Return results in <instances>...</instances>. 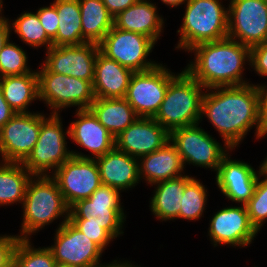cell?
Masks as SVG:
<instances>
[{
	"label": "cell",
	"instance_id": "cell-38",
	"mask_svg": "<svg viewBox=\"0 0 267 267\" xmlns=\"http://www.w3.org/2000/svg\"><path fill=\"white\" fill-rule=\"evenodd\" d=\"M19 240V235L0 236V267H13L14 251Z\"/></svg>",
	"mask_w": 267,
	"mask_h": 267
},
{
	"label": "cell",
	"instance_id": "cell-8",
	"mask_svg": "<svg viewBox=\"0 0 267 267\" xmlns=\"http://www.w3.org/2000/svg\"><path fill=\"white\" fill-rule=\"evenodd\" d=\"M42 123L37 143L22 163L32 175H48L55 172L72 154L67 149L60 113L52 114ZM60 117V118H59Z\"/></svg>",
	"mask_w": 267,
	"mask_h": 267
},
{
	"label": "cell",
	"instance_id": "cell-27",
	"mask_svg": "<svg viewBox=\"0 0 267 267\" xmlns=\"http://www.w3.org/2000/svg\"><path fill=\"white\" fill-rule=\"evenodd\" d=\"M4 99L15 113H29V104L38 98V76L32 71L24 75L0 77Z\"/></svg>",
	"mask_w": 267,
	"mask_h": 267
},
{
	"label": "cell",
	"instance_id": "cell-20",
	"mask_svg": "<svg viewBox=\"0 0 267 267\" xmlns=\"http://www.w3.org/2000/svg\"><path fill=\"white\" fill-rule=\"evenodd\" d=\"M227 153L216 173V184L221 192L232 202L245 205L253 196L259 172L243 161L232 160Z\"/></svg>",
	"mask_w": 267,
	"mask_h": 267
},
{
	"label": "cell",
	"instance_id": "cell-36",
	"mask_svg": "<svg viewBox=\"0 0 267 267\" xmlns=\"http://www.w3.org/2000/svg\"><path fill=\"white\" fill-rule=\"evenodd\" d=\"M77 229L94 241L103 251L114 238L100 225L86 224V220H69Z\"/></svg>",
	"mask_w": 267,
	"mask_h": 267
},
{
	"label": "cell",
	"instance_id": "cell-7",
	"mask_svg": "<svg viewBox=\"0 0 267 267\" xmlns=\"http://www.w3.org/2000/svg\"><path fill=\"white\" fill-rule=\"evenodd\" d=\"M120 192L101 184L89 198L79 200L69 208V220H86V224L100 225L117 238L124 233L122 228L126 220Z\"/></svg>",
	"mask_w": 267,
	"mask_h": 267
},
{
	"label": "cell",
	"instance_id": "cell-22",
	"mask_svg": "<svg viewBox=\"0 0 267 267\" xmlns=\"http://www.w3.org/2000/svg\"><path fill=\"white\" fill-rule=\"evenodd\" d=\"M139 178L151 186L182 176L184 163L176 147L167 142L158 150L138 159Z\"/></svg>",
	"mask_w": 267,
	"mask_h": 267
},
{
	"label": "cell",
	"instance_id": "cell-30",
	"mask_svg": "<svg viewBox=\"0 0 267 267\" xmlns=\"http://www.w3.org/2000/svg\"><path fill=\"white\" fill-rule=\"evenodd\" d=\"M32 174L22 163H0V205L22 203Z\"/></svg>",
	"mask_w": 267,
	"mask_h": 267
},
{
	"label": "cell",
	"instance_id": "cell-42",
	"mask_svg": "<svg viewBox=\"0 0 267 267\" xmlns=\"http://www.w3.org/2000/svg\"><path fill=\"white\" fill-rule=\"evenodd\" d=\"M11 34L9 19L0 20V51Z\"/></svg>",
	"mask_w": 267,
	"mask_h": 267
},
{
	"label": "cell",
	"instance_id": "cell-41",
	"mask_svg": "<svg viewBox=\"0 0 267 267\" xmlns=\"http://www.w3.org/2000/svg\"><path fill=\"white\" fill-rule=\"evenodd\" d=\"M16 113L6 102L0 86V129L15 115Z\"/></svg>",
	"mask_w": 267,
	"mask_h": 267
},
{
	"label": "cell",
	"instance_id": "cell-31",
	"mask_svg": "<svg viewBox=\"0 0 267 267\" xmlns=\"http://www.w3.org/2000/svg\"><path fill=\"white\" fill-rule=\"evenodd\" d=\"M10 29L14 30L20 40L33 48L46 45V50H48L53 46V42L42 27L37 13H22L10 24Z\"/></svg>",
	"mask_w": 267,
	"mask_h": 267
},
{
	"label": "cell",
	"instance_id": "cell-33",
	"mask_svg": "<svg viewBox=\"0 0 267 267\" xmlns=\"http://www.w3.org/2000/svg\"><path fill=\"white\" fill-rule=\"evenodd\" d=\"M30 239H20L13 257V267H54L56 261L48 247L35 248Z\"/></svg>",
	"mask_w": 267,
	"mask_h": 267
},
{
	"label": "cell",
	"instance_id": "cell-29",
	"mask_svg": "<svg viewBox=\"0 0 267 267\" xmlns=\"http://www.w3.org/2000/svg\"><path fill=\"white\" fill-rule=\"evenodd\" d=\"M53 4L59 18L56 37L52 40L53 46L85 44L79 0H55Z\"/></svg>",
	"mask_w": 267,
	"mask_h": 267
},
{
	"label": "cell",
	"instance_id": "cell-5",
	"mask_svg": "<svg viewBox=\"0 0 267 267\" xmlns=\"http://www.w3.org/2000/svg\"><path fill=\"white\" fill-rule=\"evenodd\" d=\"M177 49L189 51L196 45L228 36V8L221 0H188ZM227 9V10H226Z\"/></svg>",
	"mask_w": 267,
	"mask_h": 267
},
{
	"label": "cell",
	"instance_id": "cell-43",
	"mask_svg": "<svg viewBox=\"0 0 267 267\" xmlns=\"http://www.w3.org/2000/svg\"><path fill=\"white\" fill-rule=\"evenodd\" d=\"M257 85L260 94V112L262 119L267 115V86Z\"/></svg>",
	"mask_w": 267,
	"mask_h": 267
},
{
	"label": "cell",
	"instance_id": "cell-14",
	"mask_svg": "<svg viewBox=\"0 0 267 267\" xmlns=\"http://www.w3.org/2000/svg\"><path fill=\"white\" fill-rule=\"evenodd\" d=\"M54 245L49 246L57 263L72 267H99L103 250L69 220L56 229Z\"/></svg>",
	"mask_w": 267,
	"mask_h": 267
},
{
	"label": "cell",
	"instance_id": "cell-24",
	"mask_svg": "<svg viewBox=\"0 0 267 267\" xmlns=\"http://www.w3.org/2000/svg\"><path fill=\"white\" fill-rule=\"evenodd\" d=\"M133 74V71L99 51L93 80L95 98H125Z\"/></svg>",
	"mask_w": 267,
	"mask_h": 267
},
{
	"label": "cell",
	"instance_id": "cell-23",
	"mask_svg": "<svg viewBox=\"0 0 267 267\" xmlns=\"http://www.w3.org/2000/svg\"><path fill=\"white\" fill-rule=\"evenodd\" d=\"M138 0L135 4L113 17V26L151 38L155 43L163 32L164 18L157 13L156 4Z\"/></svg>",
	"mask_w": 267,
	"mask_h": 267
},
{
	"label": "cell",
	"instance_id": "cell-15",
	"mask_svg": "<svg viewBox=\"0 0 267 267\" xmlns=\"http://www.w3.org/2000/svg\"><path fill=\"white\" fill-rule=\"evenodd\" d=\"M51 176L69 208L77 201L89 198L102 184L95 159L71 156Z\"/></svg>",
	"mask_w": 267,
	"mask_h": 267
},
{
	"label": "cell",
	"instance_id": "cell-35",
	"mask_svg": "<svg viewBox=\"0 0 267 267\" xmlns=\"http://www.w3.org/2000/svg\"><path fill=\"white\" fill-rule=\"evenodd\" d=\"M264 179L260 181V177ZM251 224L259 232L261 226L267 221V174L262 170L252 198L245 204Z\"/></svg>",
	"mask_w": 267,
	"mask_h": 267
},
{
	"label": "cell",
	"instance_id": "cell-9",
	"mask_svg": "<svg viewBox=\"0 0 267 267\" xmlns=\"http://www.w3.org/2000/svg\"><path fill=\"white\" fill-rule=\"evenodd\" d=\"M170 141L176 147L184 166L190 163L197 167L218 171L223 157L232 149L222 147L199 123L170 131Z\"/></svg>",
	"mask_w": 267,
	"mask_h": 267
},
{
	"label": "cell",
	"instance_id": "cell-40",
	"mask_svg": "<svg viewBox=\"0 0 267 267\" xmlns=\"http://www.w3.org/2000/svg\"><path fill=\"white\" fill-rule=\"evenodd\" d=\"M108 12L115 17L119 12L124 11L138 0H102Z\"/></svg>",
	"mask_w": 267,
	"mask_h": 267
},
{
	"label": "cell",
	"instance_id": "cell-28",
	"mask_svg": "<svg viewBox=\"0 0 267 267\" xmlns=\"http://www.w3.org/2000/svg\"><path fill=\"white\" fill-rule=\"evenodd\" d=\"M79 6L83 40L99 44L113 27V16L102 0H79Z\"/></svg>",
	"mask_w": 267,
	"mask_h": 267
},
{
	"label": "cell",
	"instance_id": "cell-16",
	"mask_svg": "<svg viewBox=\"0 0 267 267\" xmlns=\"http://www.w3.org/2000/svg\"><path fill=\"white\" fill-rule=\"evenodd\" d=\"M99 51V45L95 43L52 46L42 65L50 72L93 82Z\"/></svg>",
	"mask_w": 267,
	"mask_h": 267
},
{
	"label": "cell",
	"instance_id": "cell-39",
	"mask_svg": "<svg viewBox=\"0 0 267 267\" xmlns=\"http://www.w3.org/2000/svg\"><path fill=\"white\" fill-rule=\"evenodd\" d=\"M250 65L260 76L267 77V42L250 48Z\"/></svg>",
	"mask_w": 267,
	"mask_h": 267
},
{
	"label": "cell",
	"instance_id": "cell-48",
	"mask_svg": "<svg viewBox=\"0 0 267 267\" xmlns=\"http://www.w3.org/2000/svg\"><path fill=\"white\" fill-rule=\"evenodd\" d=\"M2 8H3V0H0V20L7 19V18H5V17L2 16V13H1L2 10H3Z\"/></svg>",
	"mask_w": 267,
	"mask_h": 267
},
{
	"label": "cell",
	"instance_id": "cell-46",
	"mask_svg": "<svg viewBox=\"0 0 267 267\" xmlns=\"http://www.w3.org/2000/svg\"><path fill=\"white\" fill-rule=\"evenodd\" d=\"M267 135V115L262 119V130L260 138Z\"/></svg>",
	"mask_w": 267,
	"mask_h": 267
},
{
	"label": "cell",
	"instance_id": "cell-26",
	"mask_svg": "<svg viewBox=\"0 0 267 267\" xmlns=\"http://www.w3.org/2000/svg\"><path fill=\"white\" fill-rule=\"evenodd\" d=\"M192 178L182 175L156 183L150 209L154 216L162 221L179 219L180 201L182 200L185 184Z\"/></svg>",
	"mask_w": 267,
	"mask_h": 267
},
{
	"label": "cell",
	"instance_id": "cell-49",
	"mask_svg": "<svg viewBox=\"0 0 267 267\" xmlns=\"http://www.w3.org/2000/svg\"><path fill=\"white\" fill-rule=\"evenodd\" d=\"M54 267H72L70 265H67V264H61V263H55Z\"/></svg>",
	"mask_w": 267,
	"mask_h": 267
},
{
	"label": "cell",
	"instance_id": "cell-11",
	"mask_svg": "<svg viewBox=\"0 0 267 267\" xmlns=\"http://www.w3.org/2000/svg\"><path fill=\"white\" fill-rule=\"evenodd\" d=\"M175 76L161 63L152 69L134 72L125 99L138 117L154 118L164 100L169 82Z\"/></svg>",
	"mask_w": 267,
	"mask_h": 267
},
{
	"label": "cell",
	"instance_id": "cell-34",
	"mask_svg": "<svg viewBox=\"0 0 267 267\" xmlns=\"http://www.w3.org/2000/svg\"><path fill=\"white\" fill-rule=\"evenodd\" d=\"M27 58L26 52L9 38L0 51V77L31 73Z\"/></svg>",
	"mask_w": 267,
	"mask_h": 267
},
{
	"label": "cell",
	"instance_id": "cell-25",
	"mask_svg": "<svg viewBox=\"0 0 267 267\" xmlns=\"http://www.w3.org/2000/svg\"><path fill=\"white\" fill-rule=\"evenodd\" d=\"M89 109L114 138L139 118L125 98H95Z\"/></svg>",
	"mask_w": 267,
	"mask_h": 267
},
{
	"label": "cell",
	"instance_id": "cell-17",
	"mask_svg": "<svg viewBox=\"0 0 267 267\" xmlns=\"http://www.w3.org/2000/svg\"><path fill=\"white\" fill-rule=\"evenodd\" d=\"M210 221L208 235L214 247L218 244L246 247L258 233L250 222L245 205L223 208Z\"/></svg>",
	"mask_w": 267,
	"mask_h": 267
},
{
	"label": "cell",
	"instance_id": "cell-4",
	"mask_svg": "<svg viewBox=\"0 0 267 267\" xmlns=\"http://www.w3.org/2000/svg\"><path fill=\"white\" fill-rule=\"evenodd\" d=\"M202 88L205 89L186 70L176 74L169 82L154 119L169 132L199 123L202 119Z\"/></svg>",
	"mask_w": 267,
	"mask_h": 267
},
{
	"label": "cell",
	"instance_id": "cell-47",
	"mask_svg": "<svg viewBox=\"0 0 267 267\" xmlns=\"http://www.w3.org/2000/svg\"><path fill=\"white\" fill-rule=\"evenodd\" d=\"M265 159L266 160H264L263 163L261 164V169L263 172L267 174V157Z\"/></svg>",
	"mask_w": 267,
	"mask_h": 267
},
{
	"label": "cell",
	"instance_id": "cell-45",
	"mask_svg": "<svg viewBox=\"0 0 267 267\" xmlns=\"http://www.w3.org/2000/svg\"><path fill=\"white\" fill-rule=\"evenodd\" d=\"M161 1L169 7L176 8L177 6L186 3L188 0H161Z\"/></svg>",
	"mask_w": 267,
	"mask_h": 267
},
{
	"label": "cell",
	"instance_id": "cell-10",
	"mask_svg": "<svg viewBox=\"0 0 267 267\" xmlns=\"http://www.w3.org/2000/svg\"><path fill=\"white\" fill-rule=\"evenodd\" d=\"M98 45L103 55L133 72L146 71L158 65L147 60L155 42L142 34L113 26Z\"/></svg>",
	"mask_w": 267,
	"mask_h": 267
},
{
	"label": "cell",
	"instance_id": "cell-3",
	"mask_svg": "<svg viewBox=\"0 0 267 267\" xmlns=\"http://www.w3.org/2000/svg\"><path fill=\"white\" fill-rule=\"evenodd\" d=\"M20 239L29 237L61 216L69 220V207L56 180L49 175H33L23 201ZM29 236V237H28Z\"/></svg>",
	"mask_w": 267,
	"mask_h": 267
},
{
	"label": "cell",
	"instance_id": "cell-13",
	"mask_svg": "<svg viewBox=\"0 0 267 267\" xmlns=\"http://www.w3.org/2000/svg\"><path fill=\"white\" fill-rule=\"evenodd\" d=\"M42 113H16L0 129V155L2 162L23 163L38 140Z\"/></svg>",
	"mask_w": 267,
	"mask_h": 267
},
{
	"label": "cell",
	"instance_id": "cell-37",
	"mask_svg": "<svg viewBox=\"0 0 267 267\" xmlns=\"http://www.w3.org/2000/svg\"><path fill=\"white\" fill-rule=\"evenodd\" d=\"M36 13L46 34L53 40L56 37L59 23L56 6L51 3L49 7H40Z\"/></svg>",
	"mask_w": 267,
	"mask_h": 267
},
{
	"label": "cell",
	"instance_id": "cell-12",
	"mask_svg": "<svg viewBox=\"0 0 267 267\" xmlns=\"http://www.w3.org/2000/svg\"><path fill=\"white\" fill-rule=\"evenodd\" d=\"M227 37L250 48L266 42L267 0H230Z\"/></svg>",
	"mask_w": 267,
	"mask_h": 267
},
{
	"label": "cell",
	"instance_id": "cell-1",
	"mask_svg": "<svg viewBox=\"0 0 267 267\" xmlns=\"http://www.w3.org/2000/svg\"><path fill=\"white\" fill-rule=\"evenodd\" d=\"M201 115L208 118L221 135L224 145L231 149L239 145L254 126L256 139H259L262 116L257 85L248 83L206 89L202 98Z\"/></svg>",
	"mask_w": 267,
	"mask_h": 267
},
{
	"label": "cell",
	"instance_id": "cell-44",
	"mask_svg": "<svg viewBox=\"0 0 267 267\" xmlns=\"http://www.w3.org/2000/svg\"><path fill=\"white\" fill-rule=\"evenodd\" d=\"M99 267H138L136 265H133L132 263H130L129 261L126 262L125 261H118L117 260H114L111 264H102L100 265Z\"/></svg>",
	"mask_w": 267,
	"mask_h": 267
},
{
	"label": "cell",
	"instance_id": "cell-21",
	"mask_svg": "<svg viewBox=\"0 0 267 267\" xmlns=\"http://www.w3.org/2000/svg\"><path fill=\"white\" fill-rule=\"evenodd\" d=\"M95 160L103 185L124 191L135 187L140 181L138 159L119 151L115 147Z\"/></svg>",
	"mask_w": 267,
	"mask_h": 267
},
{
	"label": "cell",
	"instance_id": "cell-18",
	"mask_svg": "<svg viewBox=\"0 0 267 267\" xmlns=\"http://www.w3.org/2000/svg\"><path fill=\"white\" fill-rule=\"evenodd\" d=\"M170 141V132L154 118L139 117L115 138V148L139 159Z\"/></svg>",
	"mask_w": 267,
	"mask_h": 267
},
{
	"label": "cell",
	"instance_id": "cell-19",
	"mask_svg": "<svg viewBox=\"0 0 267 267\" xmlns=\"http://www.w3.org/2000/svg\"><path fill=\"white\" fill-rule=\"evenodd\" d=\"M76 116L78 120L71 122L66 134L73 142L89 150L94 157L71 151L73 157L96 159L115 147V138L98 121L90 109H77Z\"/></svg>",
	"mask_w": 267,
	"mask_h": 267
},
{
	"label": "cell",
	"instance_id": "cell-2",
	"mask_svg": "<svg viewBox=\"0 0 267 267\" xmlns=\"http://www.w3.org/2000/svg\"><path fill=\"white\" fill-rule=\"evenodd\" d=\"M194 62L184 68L205 89L219 86H239L243 80L244 65L250 63V47L226 37L196 45Z\"/></svg>",
	"mask_w": 267,
	"mask_h": 267
},
{
	"label": "cell",
	"instance_id": "cell-32",
	"mask_svg": "<svg viewBox=\"0 0 267 267\" xmlns=\"http://www.w3.org/2000/svg\"><path fill=\"white\" fill-rule=\"evenodd\" d=\"M207 189L200 183V180L192 177L186 184L183 191L179 218L186 220H198L205 211L207 204Z\"/></svg>",
	"mask_w": 267,
	"mask_h": 267
},
{
	"label": "cell",
	"instance_id": "cell-6",
	"mask_svg": "<svg viewBox=\"0 0 267 267\" xmlns=\"http://www.w3.org/2000/svg\"><path fill=\"white\" fill-rule=\"evenodd\" d=\"M37 70L38 98L50 106L52 114L78 106V110L89 109L95 100L93 82L48 71L43 65Z\"/></svg>",
	"mask_w": 267,
	"mask_h": 267
}]
</instances>
